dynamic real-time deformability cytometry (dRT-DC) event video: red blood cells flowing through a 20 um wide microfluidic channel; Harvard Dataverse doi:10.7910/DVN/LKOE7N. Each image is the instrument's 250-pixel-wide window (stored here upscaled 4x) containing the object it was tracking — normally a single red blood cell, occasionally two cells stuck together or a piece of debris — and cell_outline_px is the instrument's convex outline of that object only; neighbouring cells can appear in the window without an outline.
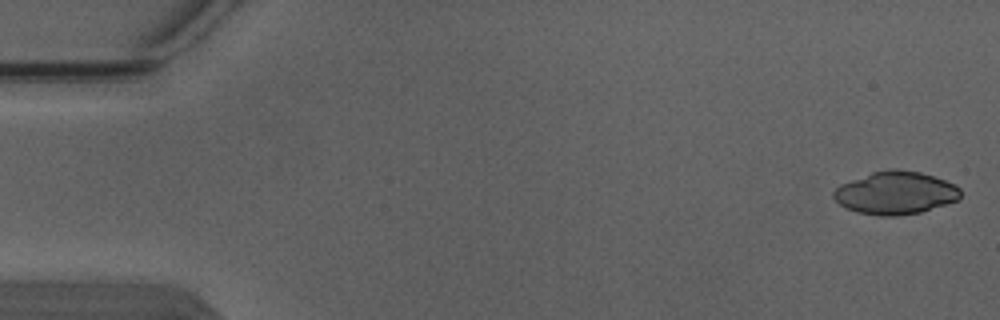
{"species": "Egyptian fruit bat (a non-hibernating species)", "species_latin": "Rousettus aegyptiacus", "temperature_condition": "warm", "stored_images_in_passage": 3, "segment_of_instrument_passage": [2, 2], "camera_frame_rate_fps": 3000, "um_per_image_px": 0.085, "animal": {"sex": "male"}, "frame": {"image": 1, "passage_image": 3, "time_ms": 0.667, "image_size_px": [1000, 320], "cell_outline_px": [[960, 200], [920, 212], [896, 216], [880, 216], [856, 212], [844, 208], [832, 196], [832, 192], [840, 184], [872, 172], [888, 168], [896, 168], [920, 172], [944, 180], [960, 188]], "centroid_in_image_um": [76.09, 16.4], "position_along_channel_um": 8.9, "area_um2": 31.79}}